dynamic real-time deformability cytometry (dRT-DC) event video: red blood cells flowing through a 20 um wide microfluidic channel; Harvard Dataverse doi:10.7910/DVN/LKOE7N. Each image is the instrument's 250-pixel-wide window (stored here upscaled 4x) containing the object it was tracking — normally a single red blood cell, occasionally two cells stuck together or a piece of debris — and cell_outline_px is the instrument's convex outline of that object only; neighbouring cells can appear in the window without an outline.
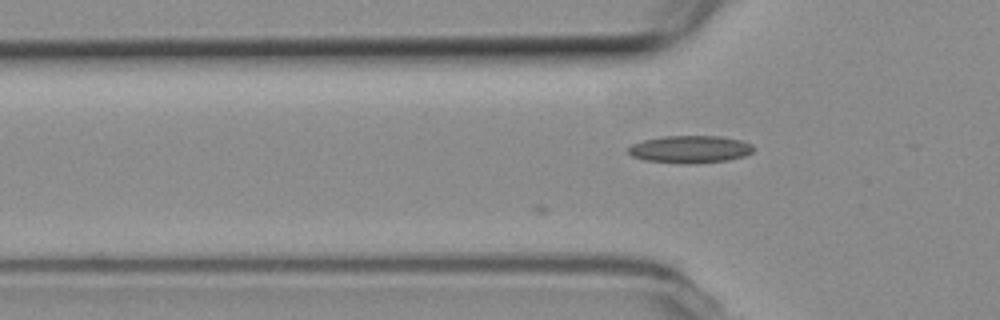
{"species": "common noctule bat (a hibernating species)", "species_latin": "Nyctalus noctula", "temperature_condition": "room temperature", "stored_images_in_passage": 3, "camera_frame_rate_fps": 3000, "um_per_image_px": 0.085, "animal": {"sex": "female", "body_mass_g": 19.3, "forearm_length_mm": 54.1}, "frame": {"image": 1, "passage_image": 3, "time_ms": 0.667, "image_size_px": [1000, 320], "cell_outline_px": [[756, 148], [752, 152], [744, 156], [728, 160], [688, 164], [680, 164], [644, 160], [632, 156], [628, 152], [628, 148], [632, 144], [644, 140], [664, 136], [720, 136], [740, 140], [752, 144]], "centroid_in_image_um": [58.66, 12.69], "position_along_channel_um": 67.1, "area_um2": 20.11}}